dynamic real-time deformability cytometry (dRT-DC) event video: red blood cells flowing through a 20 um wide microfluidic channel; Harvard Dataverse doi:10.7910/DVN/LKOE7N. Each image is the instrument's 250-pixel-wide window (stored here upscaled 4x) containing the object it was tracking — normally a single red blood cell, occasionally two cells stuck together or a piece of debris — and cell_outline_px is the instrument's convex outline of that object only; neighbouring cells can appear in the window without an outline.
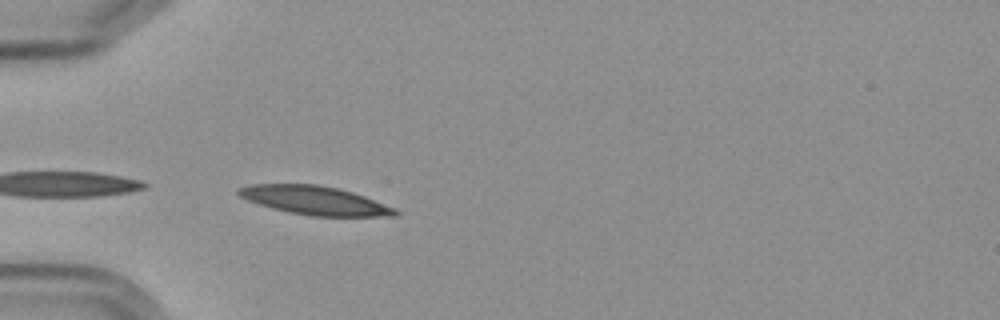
{"species": "Egyptian fruit bat (a non-hibernating species)", "species_latin": "Rousettus aegyptiacus", "temperature_condition": "cold", "stored_images_in_passage": 3, "camera_frame_rate_fps": 3000, "um_per_image_px": 0.085, "frame": {"image": 1, "passage_image": 3, "time_ms": 2.333, "image_size_px": [1000, 320], "cell_outline_px": [[400, 216], [312, 216], [288, 212], [272, 208], [248, 200], [240, 196], [236, 192], [240, 188], [252, 184], [316, 184], [336, 188], [352, 192], [364, 196], [396, 208], [400, 212]], "centroid_in_image_um": [26.8, 17.04], "position_along_channel_um": 58.2, "area_um2": 26.01}}